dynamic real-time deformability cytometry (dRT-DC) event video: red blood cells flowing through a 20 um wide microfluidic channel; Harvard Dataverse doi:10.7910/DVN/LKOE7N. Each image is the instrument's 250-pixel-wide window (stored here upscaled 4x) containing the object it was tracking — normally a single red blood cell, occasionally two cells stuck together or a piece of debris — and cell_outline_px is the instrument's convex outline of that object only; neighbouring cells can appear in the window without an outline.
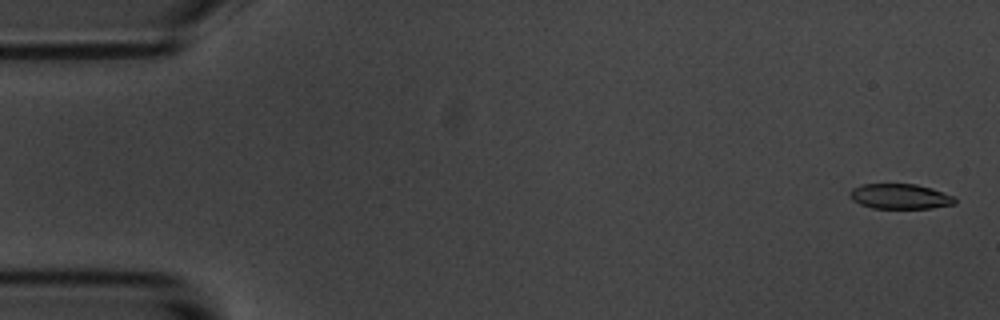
{"species": "common noctule bat (a hibernating species)", "species_latin": "Nyctalus noctula", "temperature_condition": "room temperature", "stored_images_in_passage": 59, "segment_of_instrument_passage": [1, 2], "camera_frame_rate_fps": 3000, "um_per_image_px": 0.085, "animal": {"sex": "male", "body_mass_g": 20.1, "forearm_length_mm": 53.5}, "frame": {"image": 1, "passage_image": 2, "time_ms": 0.333, "image_size_px": [1000, 320], "cell_outline_px": [[956, 204], [932, 208], [872, 208], [860, 204], [852, 200], [848, 196], [848, 192], [852, 188], [864, 184], [916, 184], [932, 188], [956, 196]], "centroid_in_image_um": [76.52, 16.69], "position_along_channel_um": 8.5, "area_um2": 15.61}}
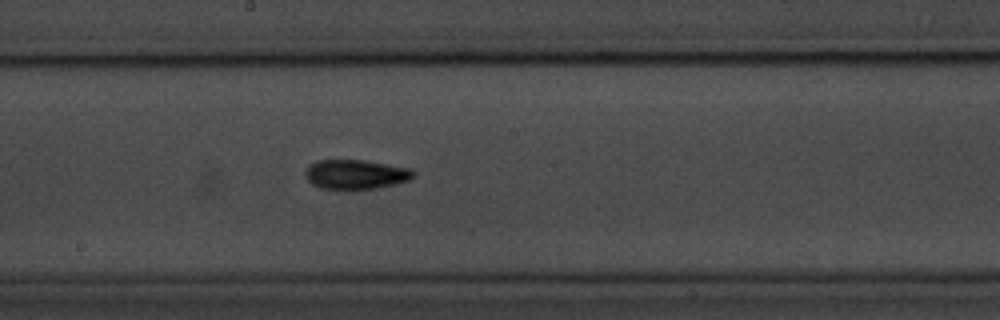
{"frame": {"image": 2, "passage_image": 31, "time_ms": 10.0, "image_size_px": [1000, 320], "cell_outline_px": [[416, 172], [408, 180], [376, 188], [320, 188], [312, 184], [304, 176], [304, 172], [308, 164], [316, 160], [364, 160], [412, 168]], "centroid_in_image_um": [30.19, 14.79], "position_along_channel_um": 218.0, "area_um2": 18.44}}
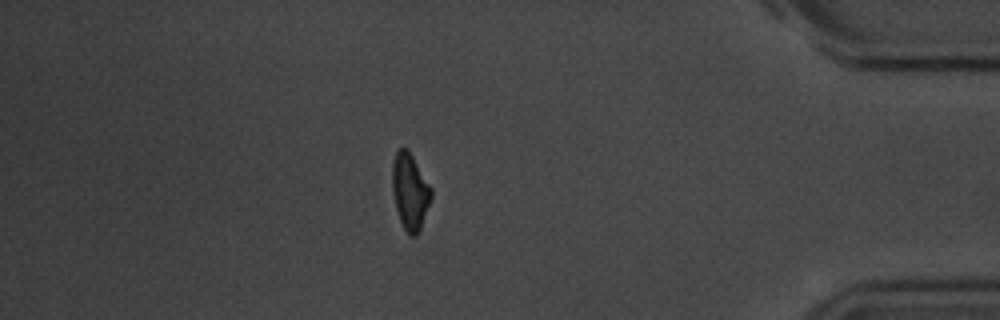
{"frame": {"image": 3, "passage_image": 50, "time_ms": 16.333, "image_size_px": [1000, 320], "cell_outline_px": [[432, 196], [420, 232], [416, 236], [408, 236], [400, 220], [396, 208], [392, 192], [392, 160], [396, 152], [400, 148], [408, 148], [432, 188]], "centroid_in_image_um": [34.85, 16.28], "position_along_channel_um": 400.3, "area_um2": 17.57}}